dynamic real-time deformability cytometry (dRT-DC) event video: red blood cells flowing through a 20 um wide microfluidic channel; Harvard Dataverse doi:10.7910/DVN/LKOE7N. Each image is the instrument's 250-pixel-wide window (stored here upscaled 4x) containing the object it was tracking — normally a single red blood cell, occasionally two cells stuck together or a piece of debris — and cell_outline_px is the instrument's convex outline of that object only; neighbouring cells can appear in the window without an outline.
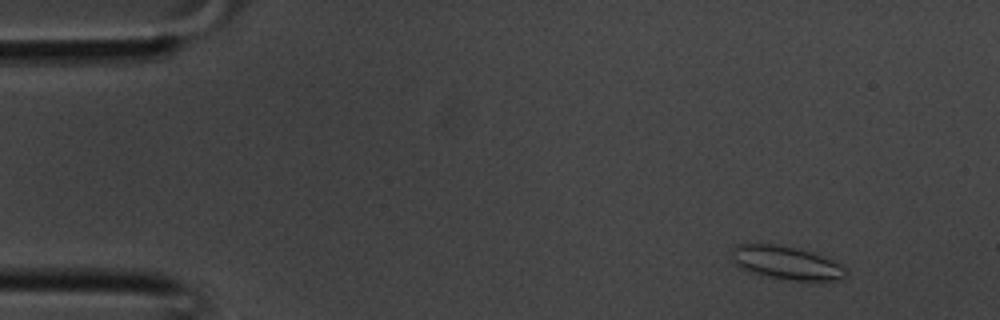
{"species": "common noctule bat (a hibernating species)", "species_latin": "Nyctalus noctula", "temperature_condition": "room temperature", "stored_images_in_passage": 36, "camera_frame_rate_fps": 3000, "um_per_image_px": 0.085, "animal": {"sex": "male", "body_mass_g": 20.1, "forearm_length_mm": 53.5}, "frame": {"image": 1, "passage_image": 3, "time_ms": 0.667, "image_size_px": [1000, 320], "cell_outline_px": [[848, 272], [844, 280], [788, 280], [768, 276], [752, 272], [740, 268], [736, 264], [732, 256], [732, 248], [736, 244], [776, 244], [808, 252], [832, 260], [840, 264]], "centroid_in_image_um": [66.83, 22.35], "position_along_channel_um": 18.2, "area_um2": 21.73}}
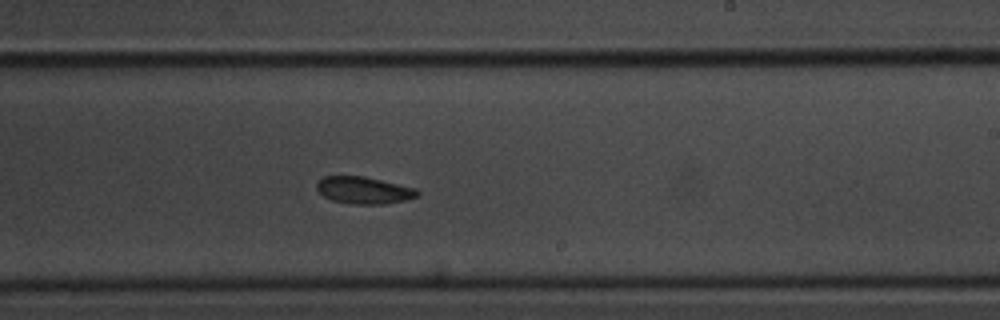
{"frame": {"image": 2, "passage_image": 21, "time_ms": 6.667, "image_size_px": [1000, 320], "cell_outline_px": [[420, 196], [404, 200], [384, 204], [352, 204], [332, 200], [324, 196], [316, 188], [316, 184], [324, 176], [364, 176], [416, 188], [420, 192]], "centroid_in_image_um": [30.95, 16.17], "position_along_channel_um": 258.1, "area_um2": 15.84}}
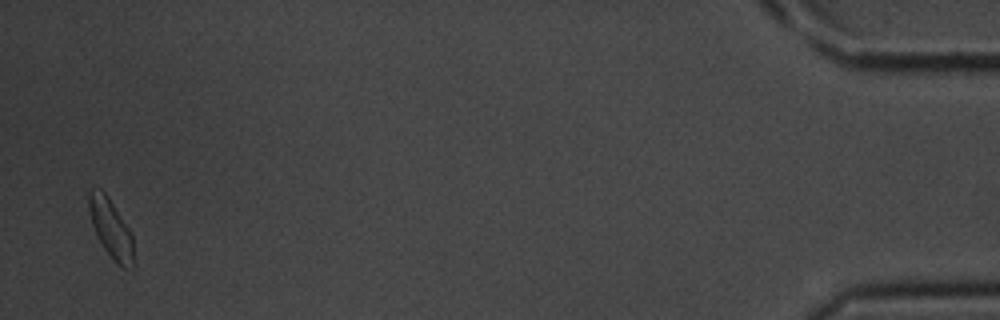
{"frame": {"image": 3, "passage_image": 35, "time_ms": 11.333, "image_size_px": [1000, 320], "cell_outline_px": [[132, 268], [120, 268], [116, 264], [104, 248], [96, 236], [92, 224], [88, 208], [88, 192], [92, 188], [100, 188], [108, 196], [132, 232]], "centroid_in_image_um": [9.4, 19.39], "position_along_channel_um": 425.8, "area_um2": 15.43}}